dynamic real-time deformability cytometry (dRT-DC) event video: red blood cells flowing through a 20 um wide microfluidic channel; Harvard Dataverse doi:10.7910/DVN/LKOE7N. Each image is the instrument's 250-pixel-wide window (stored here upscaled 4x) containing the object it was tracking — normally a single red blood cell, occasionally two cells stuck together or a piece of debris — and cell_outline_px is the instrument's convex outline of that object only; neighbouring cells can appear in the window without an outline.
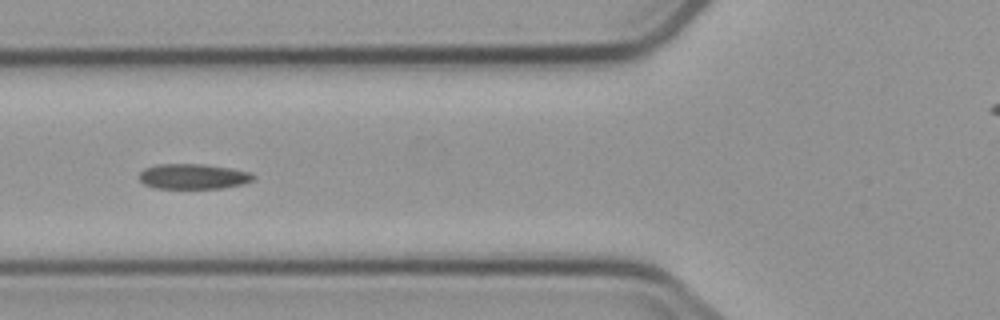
{"species": "common noctule bat (a hibernating species)", "species_latin": "Nyctalus noctula", "temperature_condition": "cold", "stored_images_in_passage": 11, "segment_of_instrument_passage": [1, 2], "camera_frame_rate_fps": 3000, "um_per_image_px": 0.085, "animal": {"sex": "male", "body_mass_g": 23.1, "forearm_length_mm": 52.7}, "frame": {"image": 1, "passage_image": 5, "time_ms": 5.0, "image_size_px": [1000, 320], "cell_outline_px": [[256, 176], [252, 180], [244, 184], [224, 188], [156, 188], [144, 184], [140, 180], [140, 172], [144, 168], [156, 164], [204, 164], [232, 168], [252, 172]], "centroid_in_image_um": [16.46, 14.99], "position_along_channel_um": 109.3, "area_um2": 16.94}}
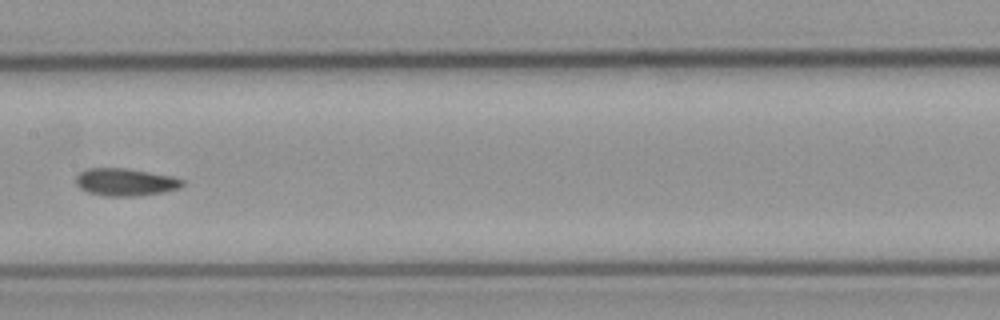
{"frame": {"image": 2, "passage_image": 7, "time_ms": 7.333, "image_size_px": [1000, 320], "cell_outline_px": [[184, 184], [180, 188], [164, 192], [136, 196], [104, 196], [88, 192], [80, 188], [76, 184], [76, 176], [80, 172], [88, 168], [124, 168], [172, 176], [184, 180]], "centroid_in_image_um": [10.66, 15.48], "position_along_channel_um": 196.7, "area_um2": 17.05}}
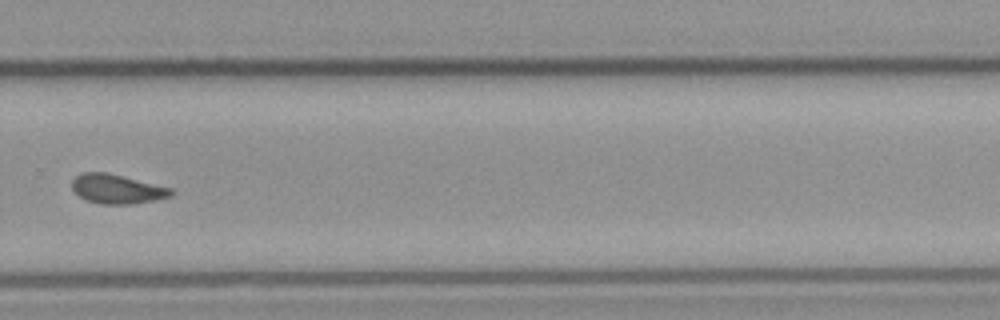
{"frame": {"image": 3, "passage_image": 10, "time_ms": 10.667, "image_size_px": [1000, 320], "cell_outline_px": [[172, 196], [156, 200], [132, 204], [100, 204], [84, 200], [72, 188], [72, 180], [80, 172], [104, 172], [124, 176], [172, 188]], "centroid_in_image_um": [9.94, 16.06], "position_along_channel_um": 319.9, "area_um2": 16.99}}